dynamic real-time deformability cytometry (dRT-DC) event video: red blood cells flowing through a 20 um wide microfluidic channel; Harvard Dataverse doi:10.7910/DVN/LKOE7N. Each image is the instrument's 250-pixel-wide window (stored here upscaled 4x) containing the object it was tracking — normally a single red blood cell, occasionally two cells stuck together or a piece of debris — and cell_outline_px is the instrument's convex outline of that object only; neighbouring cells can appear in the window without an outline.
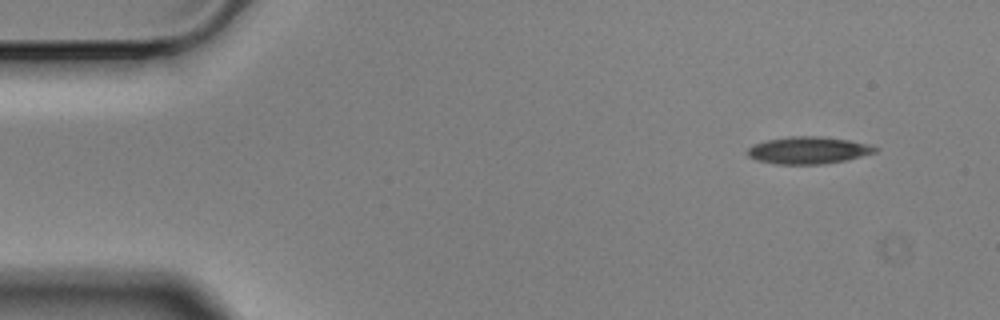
{"species": "Egyptian fruit bat (a non-hibernating species)", "species_latin": "Rousettus aegyptiacus", "temperature_condition": "cold", "stored_images_in_passage": 4, "camera_frame_rate_fps": 3000, "um_per_image_px": 0.085, "animal": {"sex": "male"}, "frame": {"image": 1, "passage_image": 1, "time_ms": 0.0, "image_size_px": [1000, 320], "cell_outline_px": [[880, 148], [876, 152], [844, 160], [820, 164], [776, 164], [756, 160], [748, 156], [744, 152], [752, 144], [764, 140], [792, 136], [820, 136], [848, 140], [868, 144]], "centroid_in_image_um": [68.64, 12.76], "position_along_channel_um": 16.4, "area_um2": 20.23}}
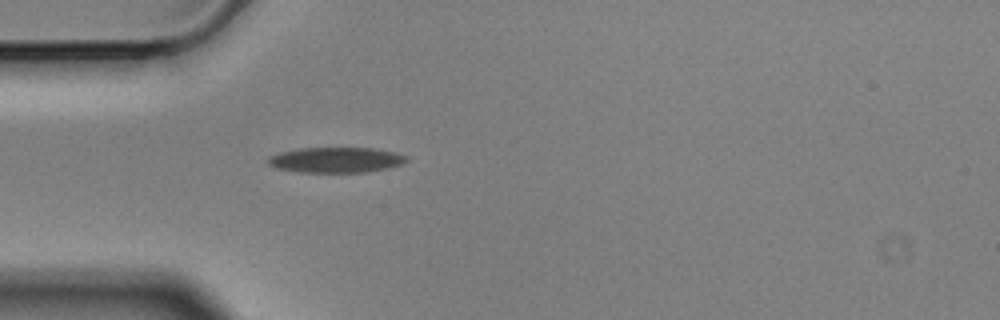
{"frame": {"image": 2, "passage_image": 4, "time_ms": 1.0, "image_size_px": [1000, 320], "cell_outline_px": [[408, 160], [404, 164], [388, 168], [368, 172], [296, 172], [276, 168], [268, 164], [264, 160], [268, 156], [280, 152], [300, 148], [372, 148], [396, 152], [408, 156]], "centroid_in_image_um": [28.55, 13.59], "position_along_channel_um": 56.5, "area_um2": 20.81}}